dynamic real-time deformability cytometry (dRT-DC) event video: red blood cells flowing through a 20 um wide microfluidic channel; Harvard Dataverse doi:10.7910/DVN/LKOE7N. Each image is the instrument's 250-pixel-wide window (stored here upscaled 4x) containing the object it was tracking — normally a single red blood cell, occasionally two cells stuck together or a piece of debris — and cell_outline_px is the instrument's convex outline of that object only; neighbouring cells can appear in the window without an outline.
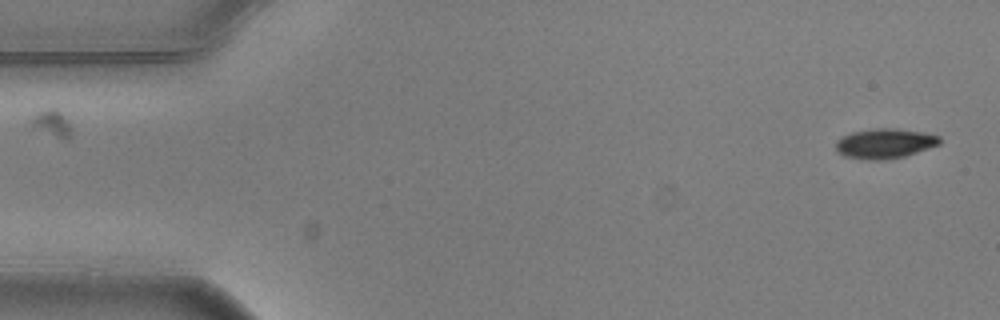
{"species": "common noctule bat (a hibernating species)", "species_latin": "Nyctalus noctula", "temperature_condition": "warm", "stored_images_in_passage": 2, "camera_frame_rate_fps": 3000, "um_per_image_px": 0.085, "animal": {"sex": "male", "body_mass_g": 20.5, "forearm_length_mm": 52.5}, "frame": {"image": 1, "passage_image": 2, "time_ms": 0.333, "image_size_px": [1000, 320], "cell_outline_px": [[940, 144], [904, 156], [880, 160], [872, 160], [844, 156], [836, 152], [836, 140], [852, 132], [872, 128], [896, 128], [924, 132], [940, 136]], "centroid_in_image_um": [75.19, 12.18], "position_along_channel_um": 9.8, "area_um2": 18.03}}